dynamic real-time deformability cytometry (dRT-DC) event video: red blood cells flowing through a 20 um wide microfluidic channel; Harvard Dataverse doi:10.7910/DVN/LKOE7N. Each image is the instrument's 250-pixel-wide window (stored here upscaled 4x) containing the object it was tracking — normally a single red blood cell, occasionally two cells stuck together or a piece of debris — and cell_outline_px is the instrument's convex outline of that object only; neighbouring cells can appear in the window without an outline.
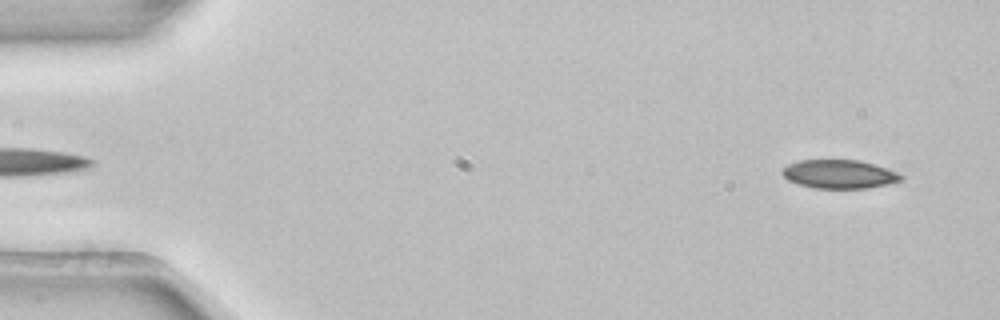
{"species": "common noctule bat (a hibernating species)", "species_latin": "Nyctalus noctula", "temperature_condition": "room temperature", "stored_images_in_passage": 51, "camera_frame_rate_fps": 3000, "um_per_image_px": 0.085, "animal": {"sex": "female", "body_mass_g": 22.7, "forearm_length_mm": 54.2}, "frame": {"image": 1, "passage_image": 2, "time_ms": 0.333, "image_size_px": [1000, 320], "cell_outline_px": [[904, 180], [888, 184], [868, 188], [812, 188], [788, 180], [780, 172], [780, 168], [788, 164], [800, 160], [860, 160], [896, 172], [904, 176]], "centroid_in_image_um": [71.31, 14.8], "position_along_channel_um": 13.7, "area_um2": 19.83}}
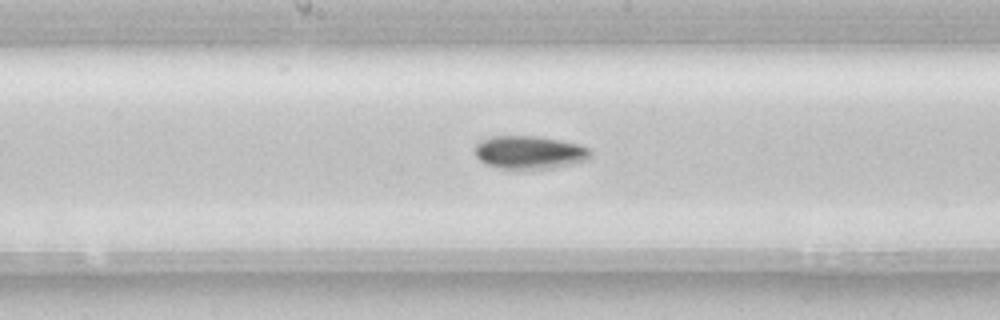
{"frame": {"image": 2, "passage_image": 26, "time_ms": 8.333, "image_size_px": [1000, 320], "cell_outline_px": [[592, 156], [588, 160], [556, 168], [500, 168], [484, 164], [476, 156], [476, 144], [480, 140], [492, 136], [540, 136], [580, 144], [588, 148], [592, 152]], "centroid_in_image_um": [45.04, 12.94], "position_along_channel_um": 203.2, "area_um2": 22.43}}
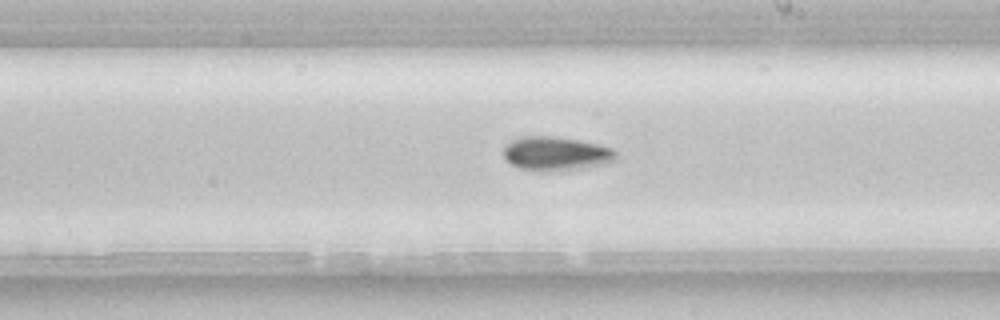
{"frame": {"image": 3, "passage_image": 29, "time_ms": 9.333, "image_size_px": [1000, 320], "cell_outline_px": [[616, 160], [608, 164], [560, 172], [540, 172], [520, 168], [512, 164], [504, 156], [504, 144], [520, 136], [556, 136], [596, 144], [612, 148], [616, 152]], "centroid_in_image_um": [47.26, 13.08], "position_along_channel_um": 241.7, "area_um2": 22.66}, "authors_computed_cell_mechanics": {"area_um2": 21.097, "velocity_mm_per_s": 3.8687, "shape_relaxation_time_tau1_ms": 3.0282, "shape_relaxation_time_tau2_ms": null, "deformation_change_tau1": 0.0906, "deformation_change_tau2": null}}